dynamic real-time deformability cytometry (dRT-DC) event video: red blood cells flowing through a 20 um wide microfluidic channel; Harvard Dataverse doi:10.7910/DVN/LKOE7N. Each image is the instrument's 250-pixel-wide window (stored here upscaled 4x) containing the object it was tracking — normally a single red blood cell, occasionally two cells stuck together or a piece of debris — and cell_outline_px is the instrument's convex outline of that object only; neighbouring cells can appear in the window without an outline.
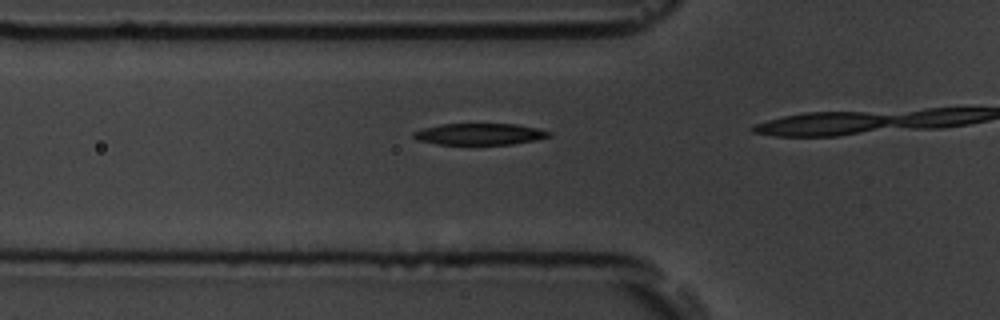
{"species": "common noctule bat (a hibernating species)", "species_latin": "Nyctalus noctula", "temperature_condition": "room temperature", "stored_images_in_passage": 6, "camera_frame_rate_fps": 3000, "um_per_image_px": 0.085, "animal": {"sex": "male", "body_mass_g": 19.5, "forearm_length_mm": 54.6}, "frame": {"image": 1, "passage_image": 4, "time_ms": 1.0, "image_size_px": [1000, 320], "cell_outline_px": [[552, 136], [536, 140], [512, 144], [436, 144], [416, 140], [412, 136], [412, 132], [424, 128], [440, 124], [516, 124], [540, 128], [552, 132]], "centroid_in_image_um": [40.79, 11.39], "position_along_channel_um": 85.0, "area_um2": 17.11}}